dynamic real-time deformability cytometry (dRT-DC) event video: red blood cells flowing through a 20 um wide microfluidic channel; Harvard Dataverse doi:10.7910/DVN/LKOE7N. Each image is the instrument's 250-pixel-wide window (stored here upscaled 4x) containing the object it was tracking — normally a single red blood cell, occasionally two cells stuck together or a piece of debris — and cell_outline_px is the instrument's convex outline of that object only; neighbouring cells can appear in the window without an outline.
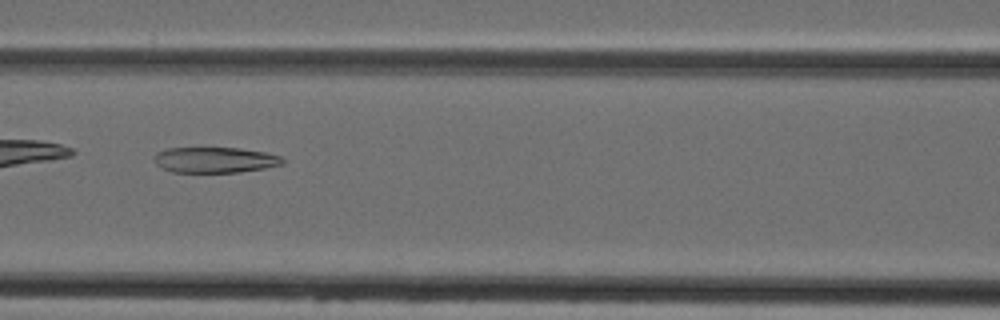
{"species": "Egyptian fruit bat (a non-hibernating species)", "species_latin": "Rousettus aegyptiacus", "temperature_condition": "cold", "stored_images_in_passage": 6, "camera_frame_rate_fps": 3000, "um_per_image_px": 0.085, "animal": {"sex": "female"}, "frame": {"image": 1, "passage_image": 6, "time_ms": 7.0, "image_size_px": [1000, 320], "cell_outline_px": [[284, 164], [264, 168], [240, 172], [172, 172], [156, 164], [152, 156], [156, 152], [168, 148], [240, 148], [264, 152], [280, 156], [284, 160]], "centroid_in_image_um": [18.25, 13.59], "position_along_channel_um": 148.3, "area_um2": 19.19}}